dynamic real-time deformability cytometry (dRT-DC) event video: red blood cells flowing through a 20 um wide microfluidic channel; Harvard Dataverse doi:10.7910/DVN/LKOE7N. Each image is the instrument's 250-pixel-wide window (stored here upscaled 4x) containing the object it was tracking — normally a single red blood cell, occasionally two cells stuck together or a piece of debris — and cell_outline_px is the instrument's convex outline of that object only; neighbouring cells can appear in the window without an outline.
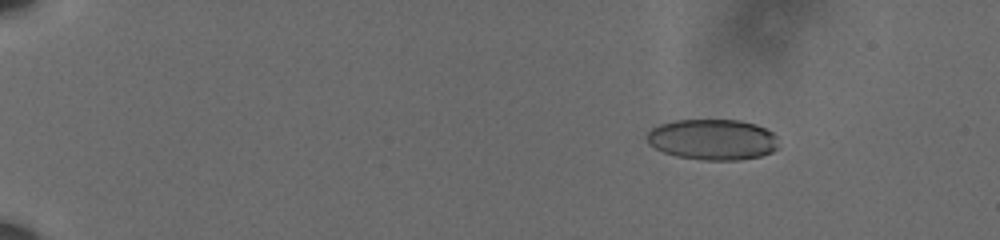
{"species": "human", "species_latin": "Homo sapiens", "temperature_condition": "cold", "stored_images_in_passage": 61, "camera_frame_rate_fps": 3000, "um_per_image_px": 0.085, "donor": {"sex": "male"}, "frame": {"image": 1, "passage_image": 11, "time_ms": 3.333, "image_size_px": [1000, 240], "cell_outline_px": [[780, 148], [772, 152], [760, 156], [740, 160], [700, 160], [676, 156], [664, 152], [648, 144], [644, 136], [652, 128], [660, 124], [672, 120], [740, 120], [756, 124], [772, 132], [776, 136]], "centroid_in_image_um": [60.57, 11.86], "position_along_channel_um": 24.4, "area_um2": 31.67}}
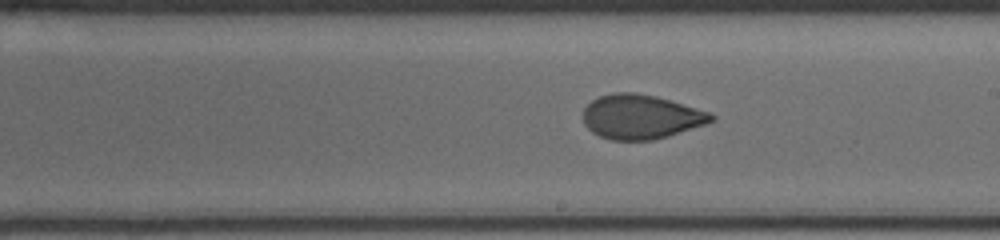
{"frame": {"image": 2, "passage_image": 39, "time_ms": 12.667, "image_size_px": [1000, 240], "cell_outline_px": [[716, 120], [668, 136], [652, 140], [612, 140], [600, 136], [592, 132], [584, 124], [584, 108], [592, 100], [600, 96], [616, 92], [636, 92], [656, 96], [712, 112], [716, 116]], "centroid_in_image_um": [54.5, 9.92], "position_along_channel_um": 234.5, "area_um2": 33.12}}
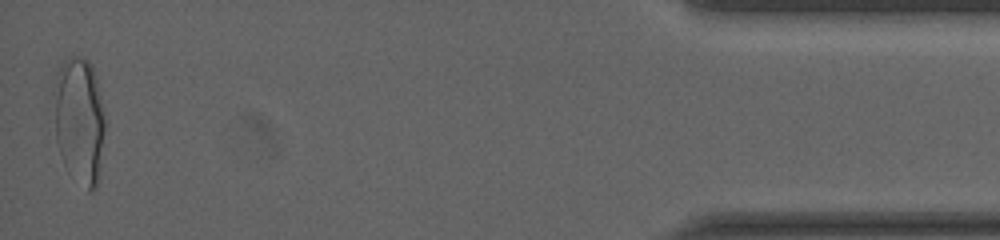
{"frame": {"image": 3, "passage_image": 61, "time_ms": 20.0, "image_size_px": [1000, 240], "cell_outline_px": [[104, 128], [96, 188], [92, 192], [88, 192], [60, 152], [56, 140], [56, 72], [60, 64], [64, 60], [72, 56], [84, 56], [88, 60], [92, 68], [96, 80], [100, 96], [104, 120]], "centroid_in_image_um": [6.76, 10.12], "position_along_channel_um": 428.4, "area_um2": 35.89}, "authors_computed_cell_mechanics": {"area_um2": 33.4084, "velocity_mm_per_s": 3.6194, "shape_relaxation_time_tau1_ms": 5.2255, "shape_relaxation_time_tau2_ms": 1.1118, "deformation_change_tau1": 0.1653, "deformation_change_tau2": 0.0572}}